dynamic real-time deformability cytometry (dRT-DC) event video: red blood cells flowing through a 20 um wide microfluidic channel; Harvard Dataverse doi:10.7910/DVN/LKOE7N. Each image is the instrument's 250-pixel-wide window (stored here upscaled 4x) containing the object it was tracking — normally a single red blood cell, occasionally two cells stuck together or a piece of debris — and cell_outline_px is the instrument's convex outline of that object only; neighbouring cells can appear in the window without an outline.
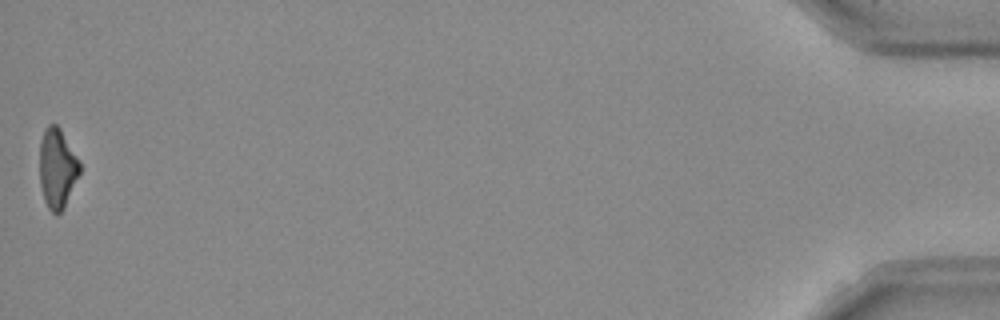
{"species": "Egyptian fruit bat (a non-hibernating species)", "species_latin": "Rousettus aegyptiacus", "temperature_condition": "room temperature", "stored_images_in_passage": 39, "camera_frame_rate_fps": 3000, "um_per_image_px": 0.085, "frame": {"image": 1, "passage_image": 39, "time_ms": 12.667, "image_size_px": [1000, 320], "cell_outline_px": [[80, 172], [64, 208], [60, 212], [52, 212], [48, 208], [44, 200], [40, 184], [40, 140], [44, 128], [48, 124], [56, 124], [60, 128], [80, 160]], "centroid_in_image_um": [4.86, 14.27], "position_along_channel_um": 430.3, "area_um2": 18.67}, "authors_computed_cell_mechanics": {"area_um2": 20.7502, "velocity_mm_per_s": 3.9674, "shape_relaxation_time_tau1_ms": 8.0873, "shape_relaxation_time_tau2_ms": 8.5546, "deformation_change_tau1": 0.2208, "deformation_change_tau2": 0.2564}}